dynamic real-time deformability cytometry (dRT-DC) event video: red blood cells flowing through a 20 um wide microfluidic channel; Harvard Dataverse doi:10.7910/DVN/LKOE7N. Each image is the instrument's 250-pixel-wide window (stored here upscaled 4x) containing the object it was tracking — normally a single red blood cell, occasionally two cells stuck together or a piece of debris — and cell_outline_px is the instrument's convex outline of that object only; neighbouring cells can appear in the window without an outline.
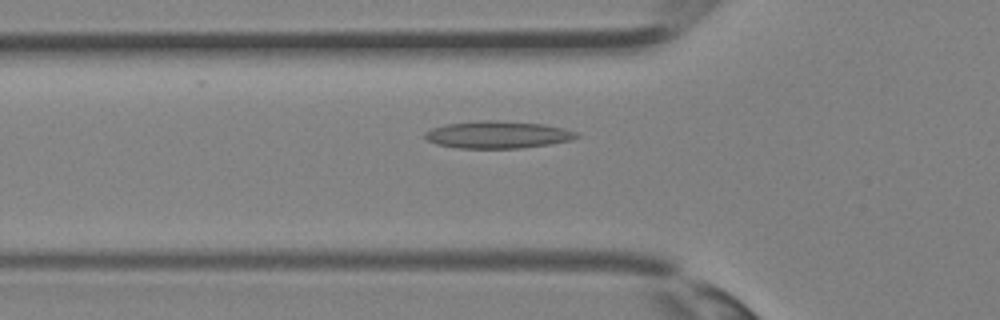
{"species": "Egyptian fruit bat (a non-hibernating species)", "species_latin": "Rousettus aegyptiacus", "temperature_condition": "room temperature", "stored_images_in_passage": 32, "camera_frame_rate_fps": 3000, "um_per_image_px": 0.085, "animal": {"sex": "female"}, "frame": {"image": 1, "passage_image": 9, "time_ms": 2.667, "image_size_px": [1000, 320], "cell_outline_px": [[580, 136], [572, 140], [548, 144], [520, 148], [456, 148], [436, 144], [428, 140], [424, 136], [424, 132], [432, 128], [448, 124], [484, 120], [492, 120], [544, 124], [564, 128], [576, 132]], "centroid_in_image_um": [42.31, 11.45], "position_along_channel_um": 83.5, "area_um2": 23.93}}
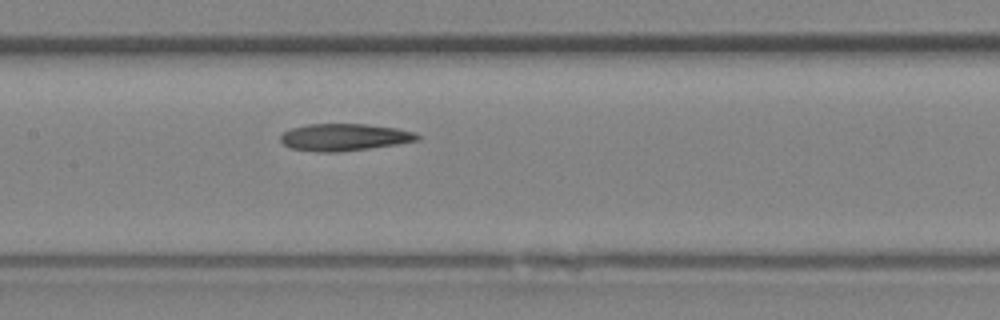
{"frame": {"image": 2, "passage_image": 14, "time_ms": 4.333, "image_size_px": [1000, 320], "cell_outline_px": [[420, 140], [396, 144], [340, 152], [316, 152], [288, 148], [280, 140], [280, 136], [284, 132], [292, 128], [308, 124], [364, 124], [396, 128], [416, 132], [420, 136]], "centroid_in_image_um": [29.25, 11.67], "position_along_channel_um": 178.1, "area_um2": 21.62}}
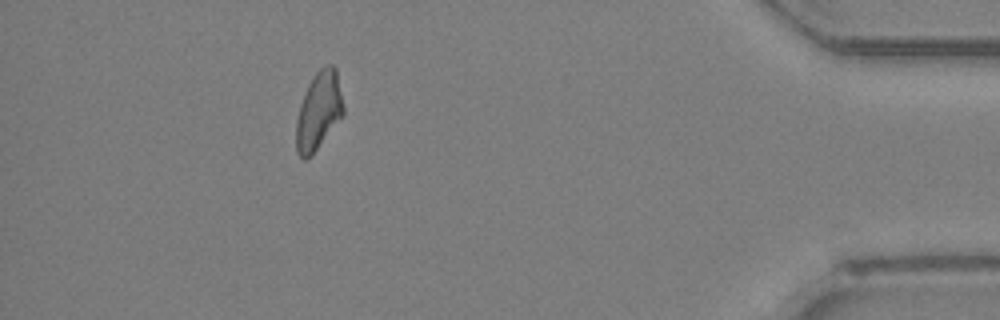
{"frame": {"image": 3, "passage_image": 29, "time_ms": 9.333, "image_size_px": [1000, 320], "cell_outline_px": [[344, 112], [316, 148], [304, 160], [296, 152], [296, 120], [300, 104], [308, 84], [312, 76], [320, 68], [328, 64], [332, 64], [336, 68], [344, 108]], "centroid_in_image_um": [27.07, 9.35], "position_along_channel_um": 408.1, "area_um2": 20.87}}